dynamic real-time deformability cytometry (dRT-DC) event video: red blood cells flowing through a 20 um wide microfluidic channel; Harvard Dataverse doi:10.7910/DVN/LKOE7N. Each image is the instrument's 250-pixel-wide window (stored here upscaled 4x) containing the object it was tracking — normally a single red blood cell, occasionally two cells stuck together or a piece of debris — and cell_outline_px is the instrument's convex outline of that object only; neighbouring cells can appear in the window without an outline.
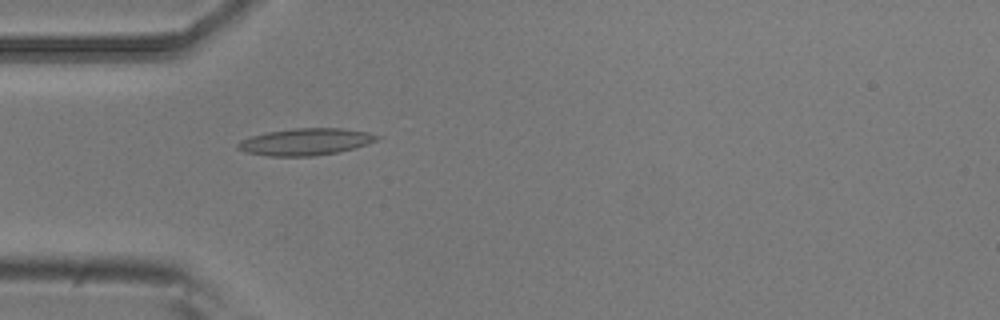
{"species": "common noctule bat (a hibernating species)", "species_latin": "Nyctalus noctula", "temperature_condition": "room temperature", "stored_images_in_passage": 4, "camera_frame_rate_fps": 3000, "um_per_image_px": 0.085, "animal": {"sex": "male", "body_mass_g": 20.5, "forearm_length_mm": 52.5}, "frame": {"image": 1, "passage_image": 4, "time_ms": 1.0, "image_size_px": [1000, 320], "cell_outline_px": [[380, 136], [376, 140], [368, 144], [336, 152], [312, 156], [268, 156], [244, 152], [236, 148], [236, 144], [240, 140], [252, 136], [268, 132], [292, 128], [340, 128], [368, 132]], "centroid_in_image_um": [25.92, 12.05], "position_along_channel_um": 59.1, "area_um2": 21.68}}